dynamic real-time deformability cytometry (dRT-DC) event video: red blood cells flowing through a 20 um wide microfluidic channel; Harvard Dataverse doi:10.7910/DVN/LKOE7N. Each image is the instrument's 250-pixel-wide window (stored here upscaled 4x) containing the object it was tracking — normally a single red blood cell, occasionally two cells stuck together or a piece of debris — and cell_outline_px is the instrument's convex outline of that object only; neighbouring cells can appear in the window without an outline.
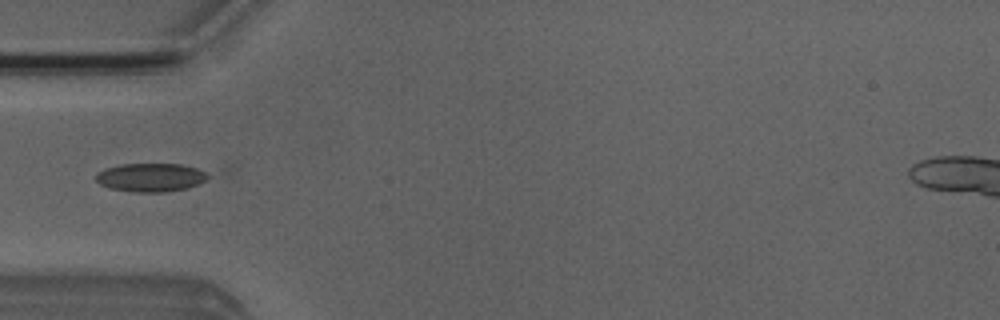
{"species": "Egyptian fruit bat (a non-hibernating species)", "species_latin": "Rousettus aegyptiacus", "temperature_condition": "room temperature", "stored_images_in_passage": 34, "camera_frame_rate_fps": 3000, "um_per_image_px": 0.085, "animal": {"sex": "male"}, "frame": {"image": 1, "passage_image": 1, "time_ms": 0.0, "image_size_px": [1000, 320], "cell_outline_px": [[208, 176], [204, 180], [188, 188], [164, 192], [132, 192], [108, 188], [100, 184], [96, 180], [96, 172], [104, 168], [120, 164], [180, 164], [196, 168], [204, 172]], "centroid_in_image_um": [12.73, 15.08], "position_along_channel_um": 72.3, "area_um2": 18.55}}
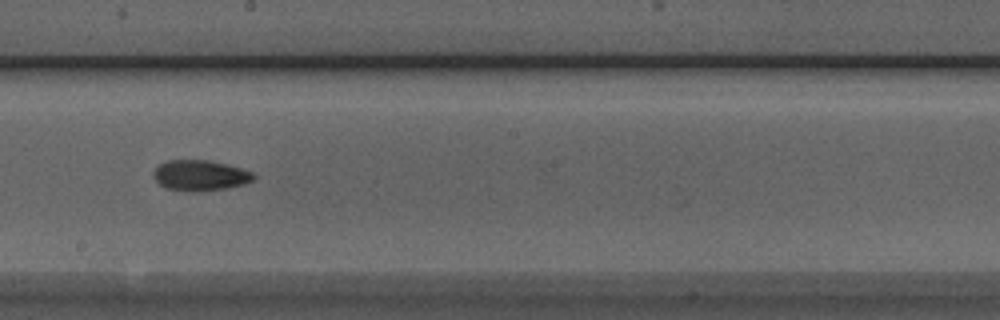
{"frame": {"image": 2, "passage_image": 13, "time_ms": 4.0, "image_size_px": [1000, 320], "cell_outline_px": [[256, 176], [252, 180], [244, 184], [224, 188], [200, 192], [164, 188], [152, 176], [152, 172], [160, 164], [168, 160], [208, 160], [228, 164], [252, 172]], "centroid_in_image_um": [17.0, 14.9], "position_along_channel_um": 231.2, "area_um2": 17.8}}
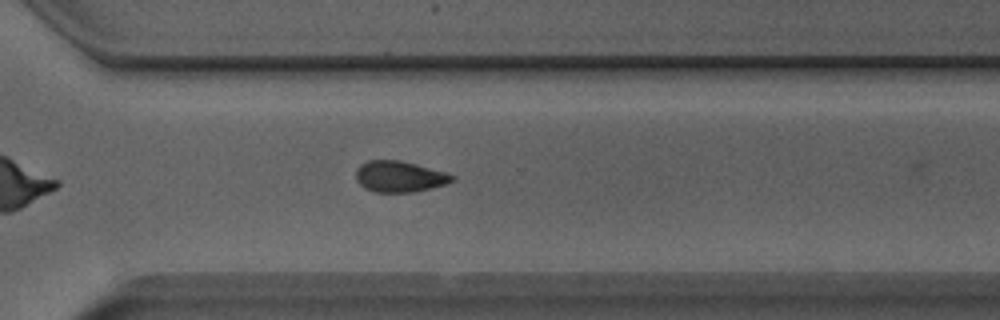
{"frame": {"image": 3, "passage_image": 21, "time_ms": 6.667, "image_size_px": [1000, 320], "cell_outline_px": [[456, 180], [432, 188], [412, 192], [372, 192], [364, 188], [356, 180], [356, 168], [360, 164], [368, 160], [400, 160], [416, 164], [444, 172], [456, 176]], "centroid_in_image_um": [33.93, 15.01], "position_along_channel_um": 336.7, "area_um2": 17.51}}